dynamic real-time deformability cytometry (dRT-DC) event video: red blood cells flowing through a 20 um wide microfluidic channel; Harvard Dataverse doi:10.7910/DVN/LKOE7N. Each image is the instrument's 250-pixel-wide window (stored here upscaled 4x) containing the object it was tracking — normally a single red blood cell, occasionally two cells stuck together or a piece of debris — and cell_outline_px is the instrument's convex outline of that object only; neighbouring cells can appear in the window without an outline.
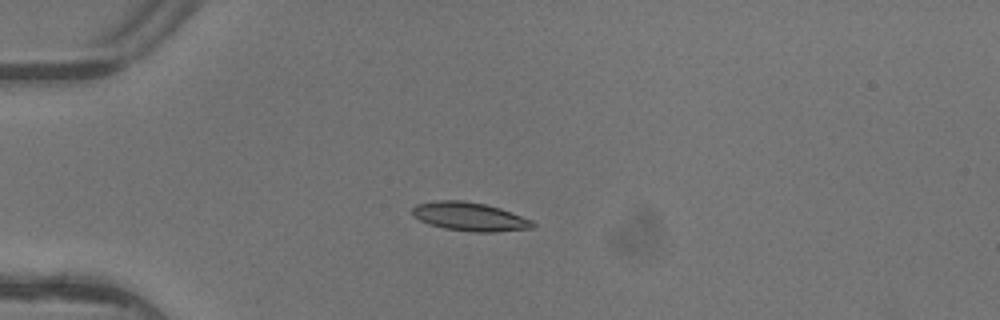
{"species": "common noctule bat (a hibernating species)", "species_latin": "Nyctalus noctula", "temperature_condition": "warm", "stored_images_in_passage": 7, "camera_frame_rate_fps": 3000, "um_per_image_px": 0.085, "animal": {"sex": "female"}, "frame": {"image": 1, "passage_image": 4, "time_ms": 1.0, "image_size_px": [1000, 320], "cell_outline_px": [[536, 224], [532, 228], [496, 232], [476, 232], [444, 228], [428, 224], [412, 216], [412, 208], [416, 204], [436, 200], [464, 200], [484, 204], [500, 208], [532, 220]], "centroid_in_image_um": [39.9, 18.41], "position_along_channel_um": 45.1, "area_um2": 20.11}}
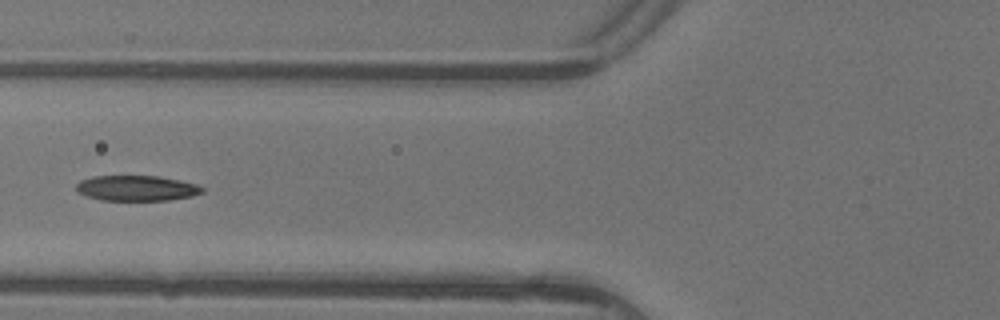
{"frame": {"image": 2, "passage_image": 6, "time_ms": 1.667, "image_size_px": [1000, 320], "cell_outline_px": [[204, 192], [192, 196], [168, 200], [100, 200], [88, 196], [80, 192], [76, 188], [76, 184], [80, 180], [92, 176], [160, 176], [180, 180], [196, 184], [204, 188]], "centroid_in_image_um": [11.64, 15.99], "position_along_channel_um": 114.2, "area_um2": 18.61}}
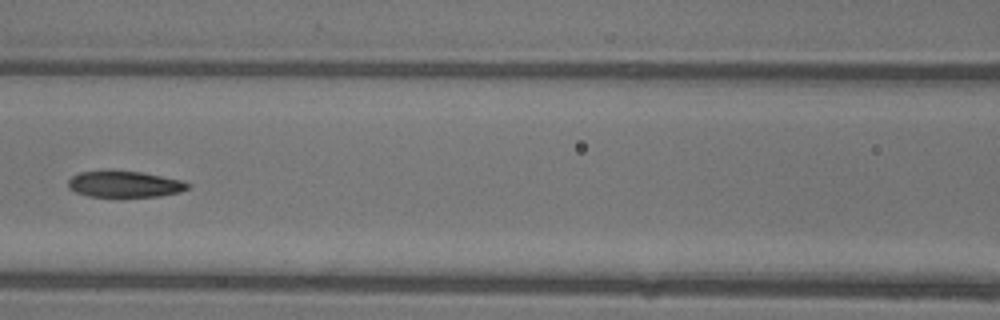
{"frame": {"image": 3, "passage_image": 7, "time_ms": 2.0, "image_size_px": [1000, 320], "cell_outline_px": [[188, 188], [180, 192], [160, 196], [88, 196], [76, 192], [68, 188], [68, 180], [72, 176], [80, 172], [108, 168], [140, 172], [180, 180], [188, 184]], "centroid_in_image_um": [10.5, 15.62], "position_along_channel_um": 156.1, "area_um2": 18.5}}